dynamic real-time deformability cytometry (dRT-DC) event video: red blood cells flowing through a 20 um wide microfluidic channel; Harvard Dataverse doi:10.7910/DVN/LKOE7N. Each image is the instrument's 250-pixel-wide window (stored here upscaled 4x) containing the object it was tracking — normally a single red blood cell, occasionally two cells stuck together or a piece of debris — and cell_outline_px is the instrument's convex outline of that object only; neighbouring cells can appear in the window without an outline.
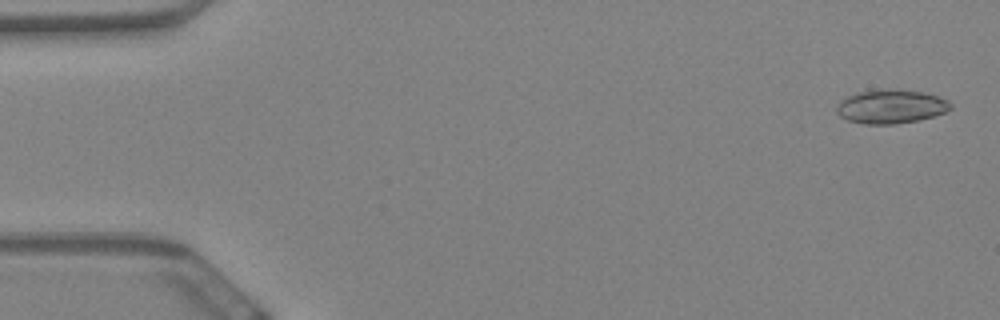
{"species": "Egyptian fruit bat (a non-hibernating species)", "species_latin": "Rousettus aegyptiacus", "temperature_condition": "warm", "stored_images_in_passage": 60, "camera_frame_rate_fps": 3000, "um_per_image_px": 0.085, "animal": {"sex": "female"}, "frame": {"image": 1, "passage_image": 2, "time_ms": 0.333, "image_size_px": [1000, 320], "cell_outline_px": [[952, 108], [944, 112], [932, 116], [916, 120], [896, 124], [864, 124], [848, 120], [840, 116], [836, 112], [836, 108], [840, 100], [848, 96], [860, 92], [880, 88], [924, 92], [948, 100], [952, 104]], "centroid_in_image_um": [75.71, 9.05], "position_along_channel_um": 9.3, "area_um2": 22.37}}
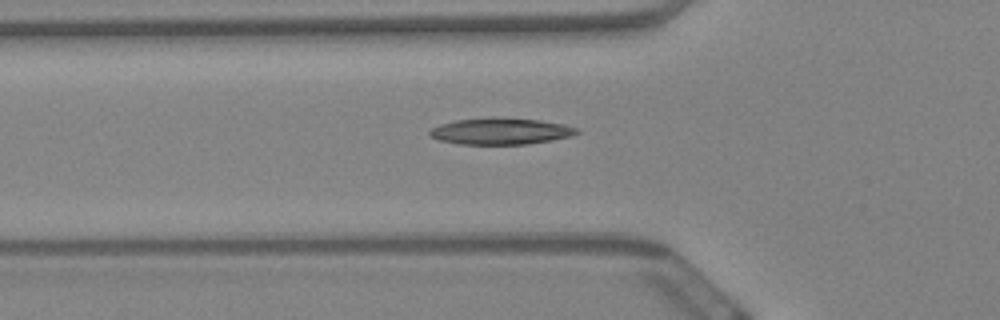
{"frame": {"image": 2, "passage_image": 21, "time_ms": 6.667, "image_size_px": [1000, 320], "cell_outline_px": [[580, 132], [572, 136], [552, 140], [528, 144], [460, 144], [440, 140], [432, 136], [428, 132], [432, 128], [440, 124], [456, 120], [540, 120], [564, 124], [580, 128]], "centroid_in_image_um": [42.64, 11.2], "position_along_channel_um": 83.2, "area_um2": 21.73}}
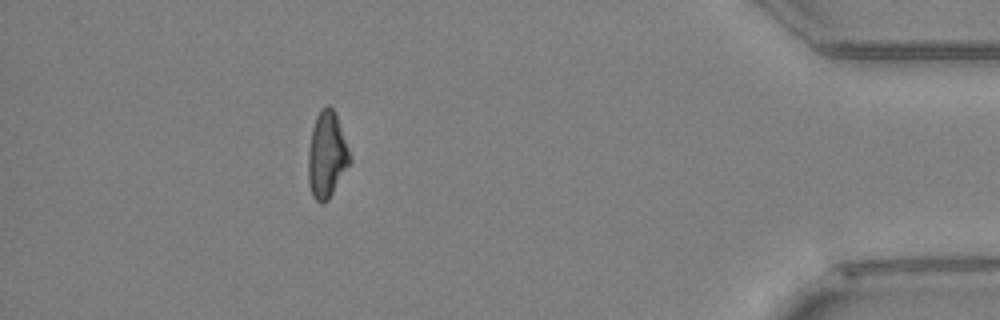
{"frame": {"image": 3, "passage_image": 54, "time_ms": 17.667, "image_size_px": [1000, 320], "cell_outline_px": [[352, 160], [328, 200], [324, 204], [320, 204], [312, 196], [308, 184], [308, 152], [312, 128], [316, 116], [328, 104], [336, 112], [352, 156]], "centroid_in_image_um": [27.79, 13.18], "position_along_channel_um": 407.4, "area_um2": 21.15}, "authors_computed_cell_mechanics": {"area_um2": 21.675, "velocity_mm_per_s": 3.4059, "shape_relaxation_time_tau1_ms": 8.3591, "shape_relaxation_time_tau2_ms": 6.0915, "deformation_change_tau1": 0.2214, "deformation_change_tau2": 0.1629}}